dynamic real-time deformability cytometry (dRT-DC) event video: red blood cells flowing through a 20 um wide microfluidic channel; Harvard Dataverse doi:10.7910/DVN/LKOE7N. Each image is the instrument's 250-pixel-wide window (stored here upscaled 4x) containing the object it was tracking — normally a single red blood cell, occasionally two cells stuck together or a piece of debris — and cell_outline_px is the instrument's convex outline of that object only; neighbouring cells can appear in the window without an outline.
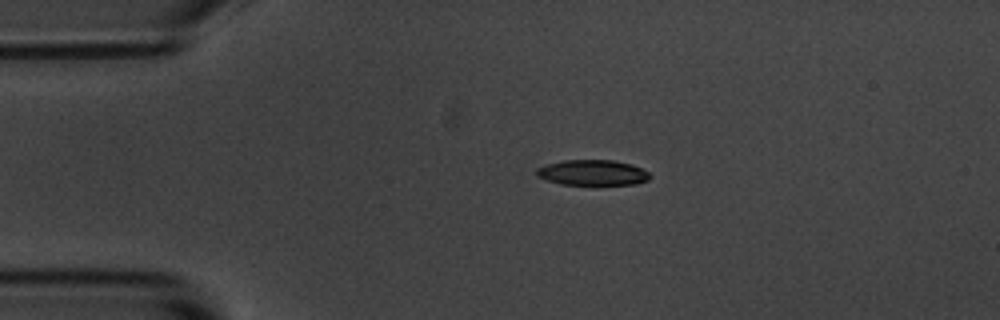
{"species": "common noctule bat (a hibernating species)", "species_latin": "Nyctalus noctula", "temperature_condition": "room temperature", "stored_images_in_passage": 3, "camera_frame_rate_fps": 3000, "um_per_image_px": 0.085, "animal": {"sex": "male", "body_mass_g": 20.1, "forearm_length_mm": 53.5}, "frame": {"image": 1, "passage_image": 2, "time_ms": 1.0, "image_size_px": [1000, 320], "cell_outline_px": [[652, 176], [648, 180], [636, 184], [560, 184], [536, 176], [536, 168], [544, 164], [564, 160], [612, 160], [632, 164], [648, 172]], "centroid_in_image_um": [50.35, 14.66], "position_along_channel_um": 34.7, "area_um2": 16.82}}